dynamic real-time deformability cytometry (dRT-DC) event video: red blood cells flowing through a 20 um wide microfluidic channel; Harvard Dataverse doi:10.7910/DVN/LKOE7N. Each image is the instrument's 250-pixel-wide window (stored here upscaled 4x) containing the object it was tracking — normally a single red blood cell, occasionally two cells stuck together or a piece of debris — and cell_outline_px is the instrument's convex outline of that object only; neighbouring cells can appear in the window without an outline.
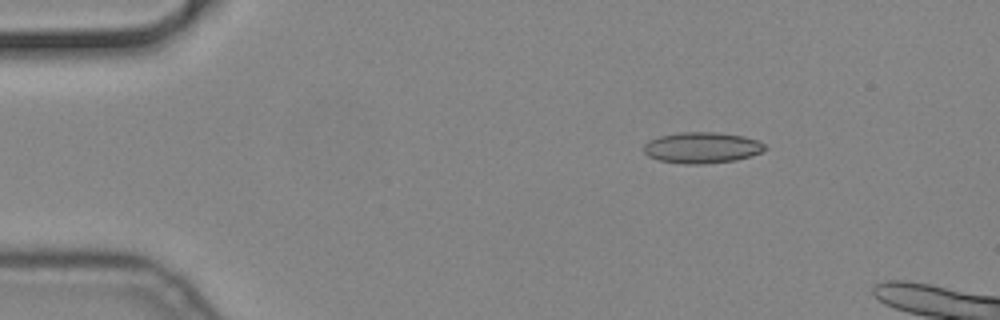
{"species": "common noctule bat (a hibernating species)", "species_latin": "Nyctalus noctula", "temperature_condition": "cold", "stored_images_in_passage": 9, "camera_frame_rate_fps": 3000, "um_per_image_px": 0.085, "animal": {"sex": "male", "body_mass_g": 19.2, "forearm_length_mm": 51.8}, "frame": {"image": 1, "passage_image": 1, "time_ms": 0.0, "image_size_px": [1000, 320], "cell_outline_px": [[768, 148], [764, 152], [752, 156], [736, 160], [704, 164], [684, 164], [660, 160], [648, 156], [644, 152], [644, 144], [648, 140], [660, 136], [680, 132], [716, 132], [744, 136], [756, 140], [764, 144]], "centroid_in_image_um": [59.69, 12.55], "position_along_channel_um": 25.3, "area_um2": 22.08}}